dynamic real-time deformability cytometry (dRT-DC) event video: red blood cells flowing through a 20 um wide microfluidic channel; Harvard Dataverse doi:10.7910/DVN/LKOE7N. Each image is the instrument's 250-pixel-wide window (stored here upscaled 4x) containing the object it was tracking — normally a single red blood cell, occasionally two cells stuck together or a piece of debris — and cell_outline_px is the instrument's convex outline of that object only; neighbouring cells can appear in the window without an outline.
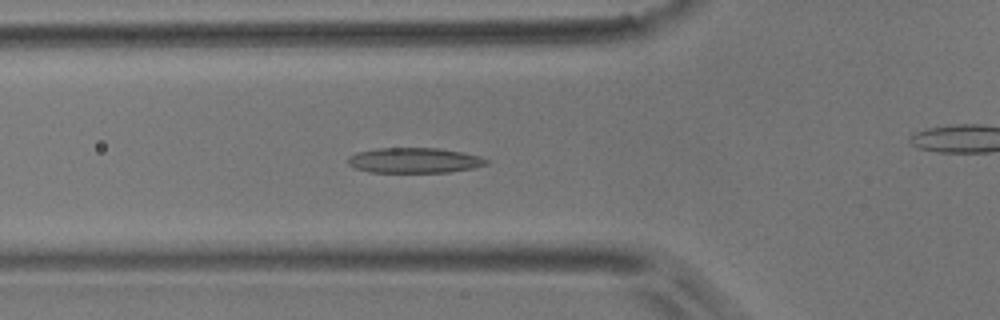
{"species": "common noctule bat (a hibernating species)", "species_latin": "Nyctalus noctula", "temperature_condition": "room temperature", "stored_images_in_passage": 54, "camera_frame_rate_fps": 3000, "um_per_image_px": 0.085, "animal": {"sex": "male", "body_mass_g": 17.9}, "frame": {"image": 1, "passage_image": 19, "time_ms": 6.0, "image_size_px": [1000, 320], "cell_outline_px": [[488, 164], [476, 168], [448, 172], [368, 172], [356, 168], [348, 164], [348, 156], [356, 152], [376, 148], [440, 148], [480, 156], [488, 160]], "centroid_in_image_um": [35.22, 13.63], "position_along_channel_um": 90.6, "area_um2": 20.46}}
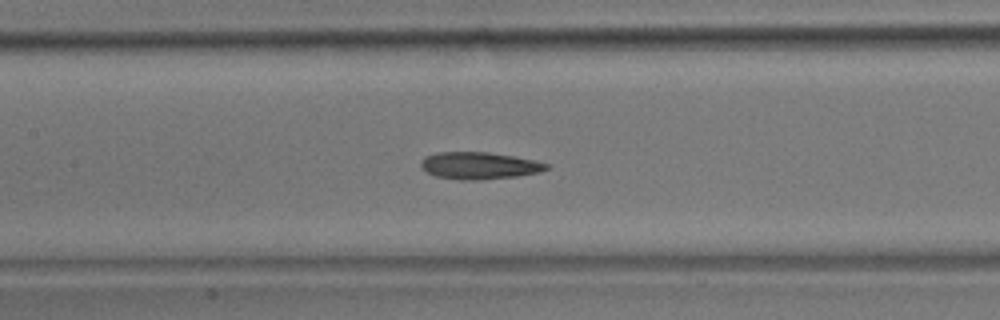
{"frame": {"image": 2, "passage_image": 25, "time_ms": 8.0, "image_size_px": [1000, 320], "cell_outline_px": [[548, 168], [540, 172], [516, 176], [480, 180], [460, 180], [436, 176], [428, 172], [420, 164], [420, 160], [424, 156], [436, 152], [488, 152], [536, 160], [548, 164]], "centroid_in_image_um": [40.72, 14.07], "position_along_channel_um": 166.7, "area_um2": 19.77}}
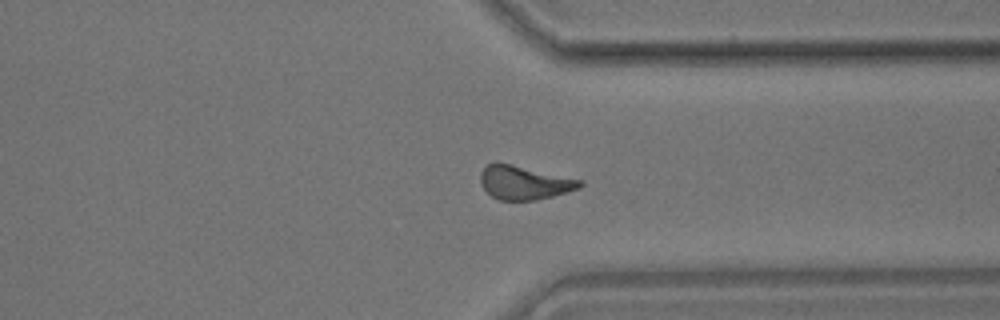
{"frame": {"image": 3, "passage_image": 41, "time_ms": 13.333, "image_size_px": [1000, 320], "cell_outline_px": [[584, 184], [580, 188], [552, 196], [536, 200], [500, 200], [492, 196], [480, 184], [480, 172], [488, 164], [496, 160], [584, 180]], "centroid_in_image_um": [44.56, 15.49], "position_along_channel_um": 366.8, "area_um2": 19.88}, "authors_computed_cell_mechanics": {"area_um2": 19.8832, "velocity_mm_per_s": 3.7649, "shape_relaxation_time_tau1_ms": null, "shape_relaxation_time_tau2_ms": 4.0497, "deformation_change_tau1": null, "deformation_change_tau2": 0.1327}}